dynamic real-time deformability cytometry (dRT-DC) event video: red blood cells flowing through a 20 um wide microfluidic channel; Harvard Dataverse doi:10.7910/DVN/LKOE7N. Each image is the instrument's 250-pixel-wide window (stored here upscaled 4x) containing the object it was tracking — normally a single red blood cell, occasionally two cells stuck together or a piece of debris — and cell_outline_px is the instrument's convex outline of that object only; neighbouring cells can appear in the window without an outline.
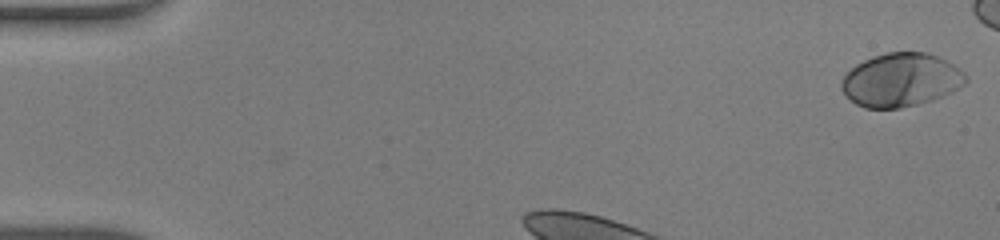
{"species": "human", "species_latin": "Homo sapiens", "temperature_condition": "warm", "stored_images_in_passage": 30, "camera_frame_rate_fps": 3000, "um_per_image_px": 0.085, "donor": {"sex": "male"}, "frame": {"image": 1, "passage_image": 1, "time_ms": 0.0, "image_size_px": [1000, 240], "cell_outline_px": [[968, 80], [964, 84], [952, 92], [932, 100], [900, 108], [864, 108], [856, 104], [840, 88], [840, 80], [856, 64], [872, 56], [888, 52], [924, 52], [936, 56], [952, 64], [964, 72], [968, 76]], "centroid_in_image_um": [76.57, 6.79], "position_along_channel_um": 8.4, "area_um2": 38.55}}
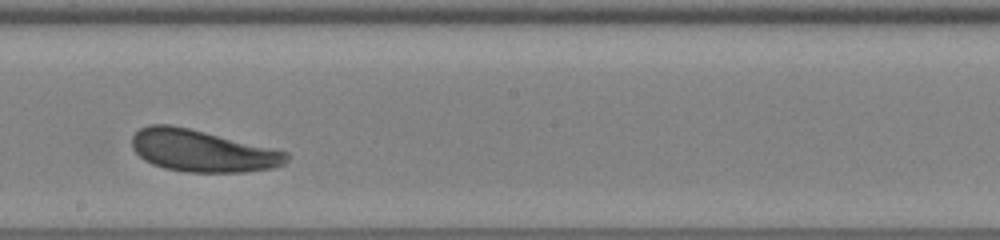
{"frame": {"image": 2, "passage_image": 19, "time_ms": 6.0, "image_size_px": [1000, 240], "cell_outline_px": [[288, 160], [284, 164], [276, 168], [244, 172], [188, 172], [164, 168], [152, 164], [144, 160], [132, 148], [132, 136], [140, 128], [148, 124], [168, 124], [188, 128], [288, 152]], "centroid_in_image_um": [17.17, 12.83], "position_along_channel_um": 231.0, "area_um2": 37.57}}
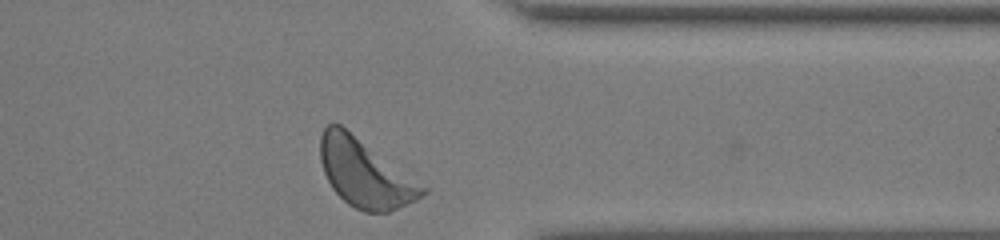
{"frame": {"image": 3, "passage_image": 30, "time_ms": 9.667, "image_size_px": [1000, 240], "cell_outline_px": [[432, 188], [424, 196], [416, 200], [388, 212], [364, 212], [348, 204], [332, 188], [324, 172], [320, 160], [320, 136], [324, 128], [328, 124], [340, 124]], "centroid_in_image_um": [31.1, 14.72], "position_along_channel_um": 380.3, "area_um2": 40.98}, "authors_computed_cell_mechanics": {"area_um2": 38.5815, "velocity_mm_per_s": 4.2402, "shape_relaxation_time_tau1_ms": 2.3288, "shape_relaxation_time_tau2_ms": 9.9191, "deformation_change_tau1": 0.1151, "deformation_change_tau2": 0.165}}